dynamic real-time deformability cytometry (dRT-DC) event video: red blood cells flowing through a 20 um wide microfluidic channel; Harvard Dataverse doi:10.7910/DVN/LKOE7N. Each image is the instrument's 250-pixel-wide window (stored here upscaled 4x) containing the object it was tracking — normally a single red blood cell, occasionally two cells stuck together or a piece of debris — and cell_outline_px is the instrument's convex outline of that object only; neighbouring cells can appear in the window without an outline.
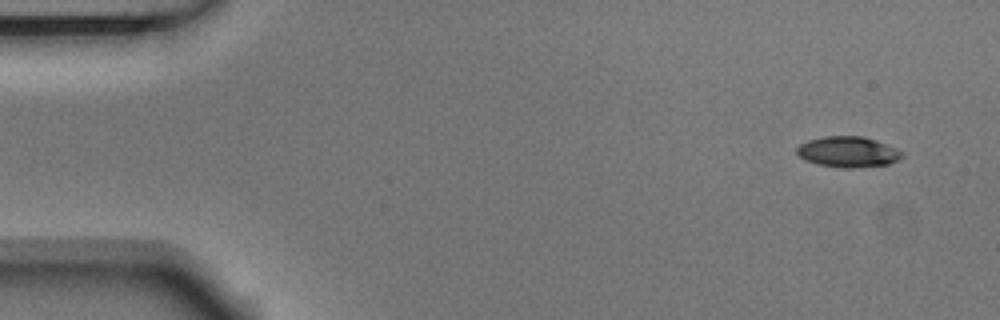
{"species": "Egyptian fruit bat (a non-hibernating species)", "species_latin": "Rousettus aegyptiacus", "temperature_condition": "room temperature", "stored_images_in_passage": 5, "camera_frame_rate_fps": 3000, "um_per_image_px": 0.085, "animal": {"sex": "male"}, "frame": {"image": 1, "passage_image": 1, "time_ms": 0.0, "image_size_px": [1000, 320], "cell_outline_px": [[904, 156], [888, 164], [852, 168], [844, 168], [816, 164], [804, 160], [796, 152], [796, 148], [800, 144], [808, 140], [824, 136], [864, 136], [876, 140], [896, 148], [904, 152]], "centroid_in_image_um": [72.07, 12.9], "position_along_channel_um": 12.9, "area_um2": 18.9}}
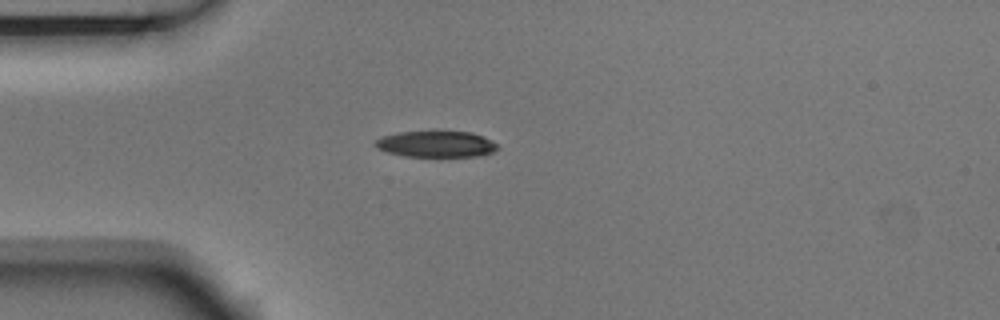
{"frame": {"image": 2, "passage_image": 4, "time_ms": 1.0, "image_size_px": [1000, 320], "cell_outline_px": [[500, 148], [492, 152], [476, 156], [404, 156], [388, 152], [376, 148], [372, 144], [380, 136], [396, 132], [472, 132], [484, 136], [496, 144]], "centroid_in_image_um": [37.03, 12.24], "position_along_channel_um": 48.0, "area_um2": 18.61}}